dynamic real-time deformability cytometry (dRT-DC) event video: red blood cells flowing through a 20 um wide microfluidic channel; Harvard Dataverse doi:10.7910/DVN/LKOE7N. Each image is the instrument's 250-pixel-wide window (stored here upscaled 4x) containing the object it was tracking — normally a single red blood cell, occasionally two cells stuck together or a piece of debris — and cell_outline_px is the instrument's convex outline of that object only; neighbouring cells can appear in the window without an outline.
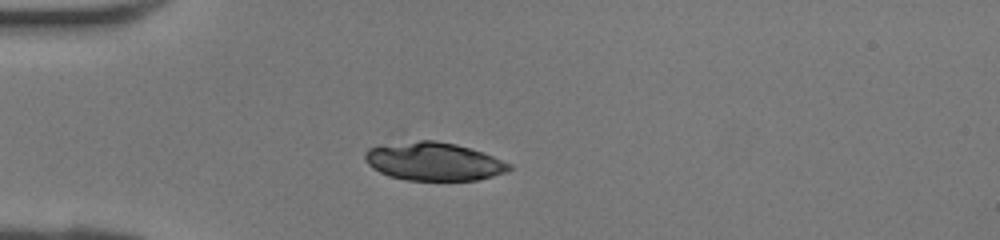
{"species": "human", "species_latin": "Homo sapiens", "temperature_condition": "room temperature", "stored_images_in_passage": 31, "camera_frame_rate_fps": 3000, "um_per_image_px": 0.085, "donor": {"sex": "female"}, "frame": {"image": 1, "passage_image": 1, "time_ms": 0.0, "image_size_px": [1000, 240], "cell_outline_px": [[512, 168], [508, 172], [476, 180], [404, 180], [388, 176], [372, 168], [364, 160], [364, 152], [368, 148], [380, 144], [420, 140], [436, 140], [456, 144], [484, 152], [512, 164]], "centroid_in_image_um": [36.84, 13.71], "position_along_channel_um": 48.2, "area_um2": 32.54}}
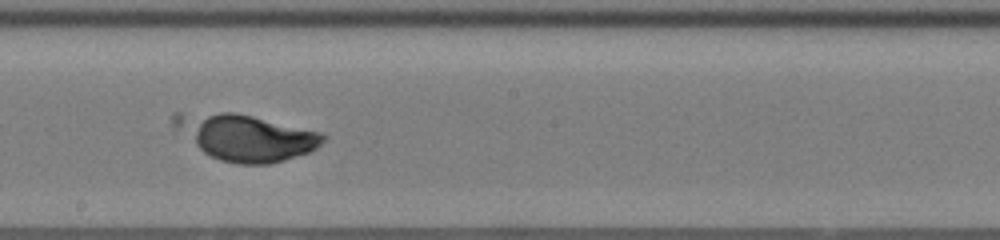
{"frame": {"image": 2, "passage_image": 13, "time_ms": 4.0, "image_size_px": [1000, 240], "cell_outline_px": [[324, 140], [316, 148], [308, 152], [284, 160], [268, 164], [240, 164], [220, 160], [204, 152], [172, 128], [172, 112], [236, 112], [320, 132], [324, 136]], "centroid_in_image_um": [20.79, 11.64], "position_along_channel_um": 227.4, "area_um2": 40.06}}
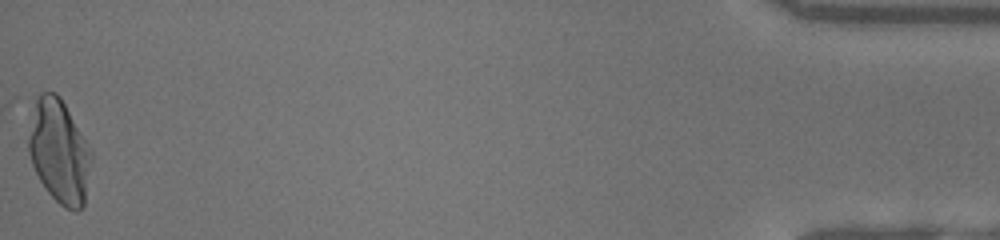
{"frame": {"image": 3, "passage_image": 31, "time_ms": 10.0, "image_size_px": [1000, 240], "cell_outline_px": [[92, 160], [84, 204], [76, 212], [64, 208], [44, 188], [32, 164], [28, 152], [28, 136], [36, 96], [40, 92], [56, 92], [60, 96], [92, 152]], "centroid_in_image_um": [5.03, 12.88], "position_along_channel_um": 430.2, "area_um2": 37.74}}